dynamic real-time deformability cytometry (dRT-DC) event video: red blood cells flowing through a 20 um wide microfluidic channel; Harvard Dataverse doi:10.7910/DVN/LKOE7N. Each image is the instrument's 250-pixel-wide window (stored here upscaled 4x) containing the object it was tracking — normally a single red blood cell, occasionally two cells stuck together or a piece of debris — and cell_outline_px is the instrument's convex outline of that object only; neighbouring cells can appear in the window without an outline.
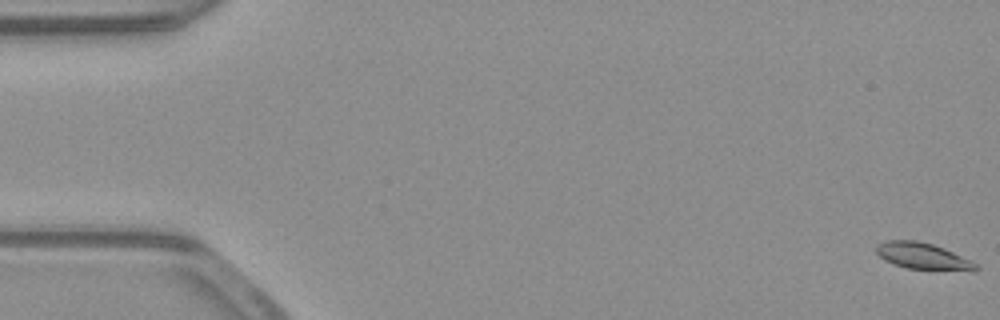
{"species": "common noctule bat (a hibernating species)", "species_latin": "Nyctalus noctula", "temperature_condition": "warm", "stored_images_in_passage": 54, "camera_frame_rate_fps": 3000, "um_per_image_px": 0.085, "animal": {"sex": "male", "body_mass_g": 23.1, "forearm_length_mm": 52.7}, "frame": {"image": 1, "passage_image": 1, "time_ms": 0.0, "image_size_px": [1000, 320], "cell_outline_px": [[980, 268], [976, 272], [972, 272], [908, 268], [884, 260], [876, 252], [876, 244], [888, 240], [916, 240], [932, 244], [944, 248], [972, 260]], "centroid_in_image_um": [78.52, 21.78], "position_along_channel_um": 6.5, "area_um2": 15.61}}
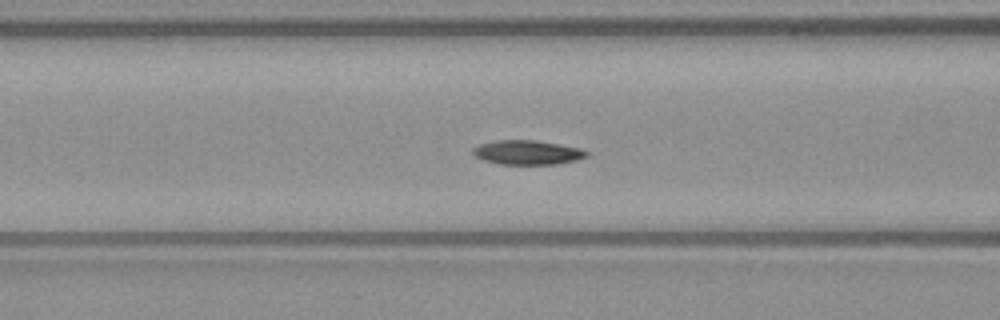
{"frame": {"image": 2, "passage_image": 22, "time_ms": 7.0, "image_size_px": [1000, 320], "cell_outline_px": [[588, 156], [576, 160], [556, 164], [500, 164], [484, 160], [476, 156], [472, 152], [472, 148], [480, 144], [496, 140], [536, 140], [580, 148], [588, 152]], "centroid_in_image_um": [44.82, 12.95], "position_along_channel_um": 121.8, "area_um2": 16.01}}
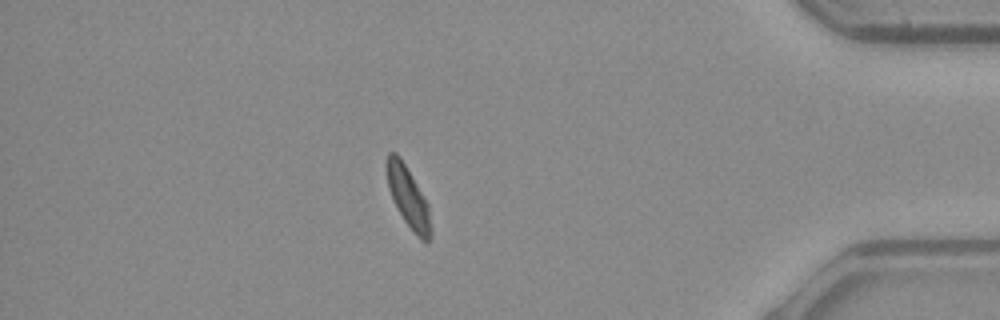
{"frame": {"image": 3, "passage_image": 47, "time_ms": 15.333, "image_size_px": [1000, 320], "cell_outline_px": [[432, 236], [428, 244], [424, 244], [412, 232], [404, 220], [388, 188], [384, 164], [388, 152], [396, 152], [400, 156], [428, 204], [432, 228]], "centroid_in_image_um": [34.7, 16.8], "position_along_channel_um": 400.5, "area_um2": 15.9}, "authors_computed_cell_mechanics": {"area_um2": 16.0395, "velocity_mm_per_s": 3.8708, "shape_relaxation_time_tau1_ms": 3.0939, "shape_relaxation_time_tau2_ms": 3.5997, "deformation_change_tau1": 0.102, "deformation_change_tau2": 0.0763}}